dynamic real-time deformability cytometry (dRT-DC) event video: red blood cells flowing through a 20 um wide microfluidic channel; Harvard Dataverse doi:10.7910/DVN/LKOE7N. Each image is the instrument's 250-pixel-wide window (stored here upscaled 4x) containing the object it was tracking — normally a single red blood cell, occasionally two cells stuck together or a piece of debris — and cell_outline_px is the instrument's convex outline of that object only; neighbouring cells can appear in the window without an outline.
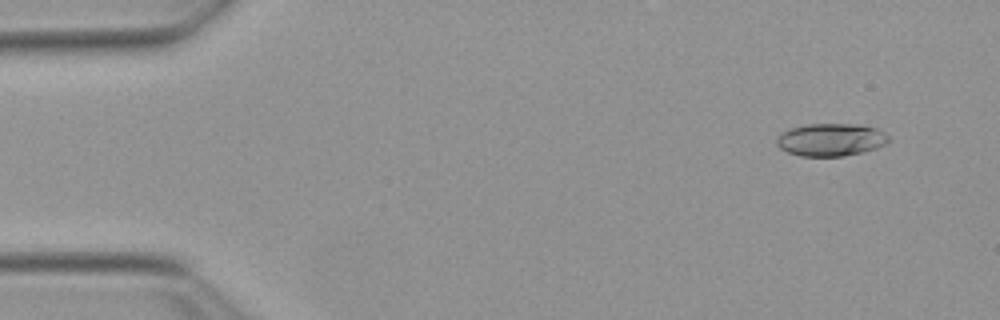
{"species": "Egyptian fruit bat (a non-hibernating species)", "species_latin": "Rousettus aegyptiacus", "temperature_condition": "warm", "stored_images_in_passage": 14, "camera_frame_rate_fps": 3000, "um_per_image_px": 0.085, "animal": {"sex": "female"}, "frame": {"image": 1, "passage_image": 4, "time_ms": 1.0, "image_size_px": [1000, 320], "cell_outline_px": [[892, 140], [876, 148], [844, 156], [800, 156], [788, 152], [780, 148], [776, 144], [776, 140], [788, 128], [808, 124], [864, 124], [876, 128], [884, 132]], "centroid_in_image_um": [70.64, 11.86], "position_along_channel_um": 14.4, "area_um2": 21.33}}